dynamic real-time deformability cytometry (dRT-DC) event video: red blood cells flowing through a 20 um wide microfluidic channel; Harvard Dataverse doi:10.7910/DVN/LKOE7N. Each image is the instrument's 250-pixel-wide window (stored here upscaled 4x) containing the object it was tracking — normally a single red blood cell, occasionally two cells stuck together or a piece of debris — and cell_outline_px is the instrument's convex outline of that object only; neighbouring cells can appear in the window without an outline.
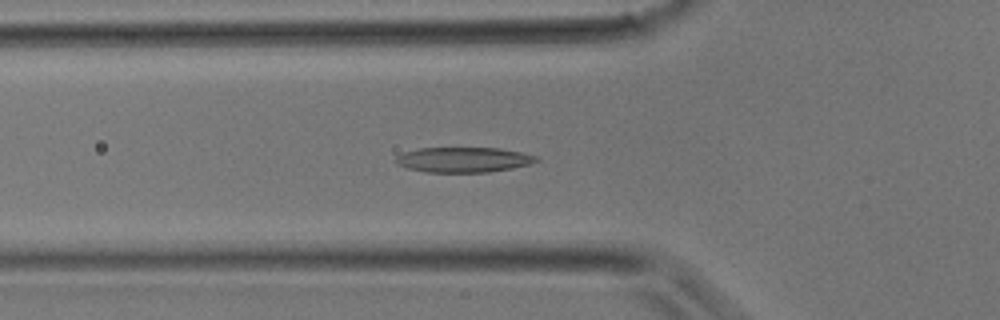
{"species": "common noctule bat (a hibernating species)", "species_latin": "Nyctalus noctula", "temperature_condition": "room temperature", "stored_images_in_passage": 27, "camera_frame_rate_fps": 3000, "um_per_image_px": 0.085, "animal": {"sex": "male", "body_mass_g": 17.9}, "frame": {"image": 1, "passage_image": 6, "time_ms": 1.667, "image_size_px": [1000, 320], "cell_outline_px": [[540, 160], [528, 164], [512, 168], [488, 172], [424, 172], [408, 168], [396, 164], [392, 160], [396, 156], [404, 152], [420, 148], [500, 148], [520, 152], [536, 156]], "centroid_in_image_um": [39.34, 13.57], "position_along_channel_um": 86.5, "area_um2": 20.58}}
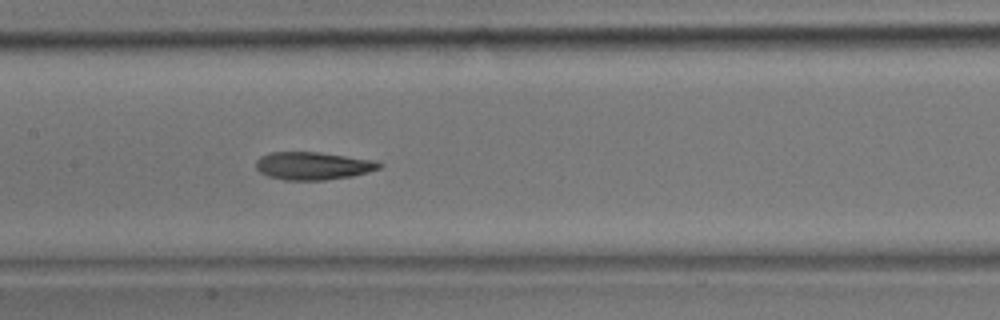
{"frame": {"image": 2, "passage_image": 11, "time_ms": 3.333, "image_size_px": [1000, 320], "cell_outline_px": [[384, 164], [380, 168], [368, 172], [352, 176], [324, 180], [284, 180], [268, 176], [260, 172], [256, 168], [256, 160], [260, 156], [268, 152], [320, 152], [376, 160]], "centroid_in_image_um": [26.61, 14.09], "position_along_channel_um": 180.8, "area_um2": 20.17}}
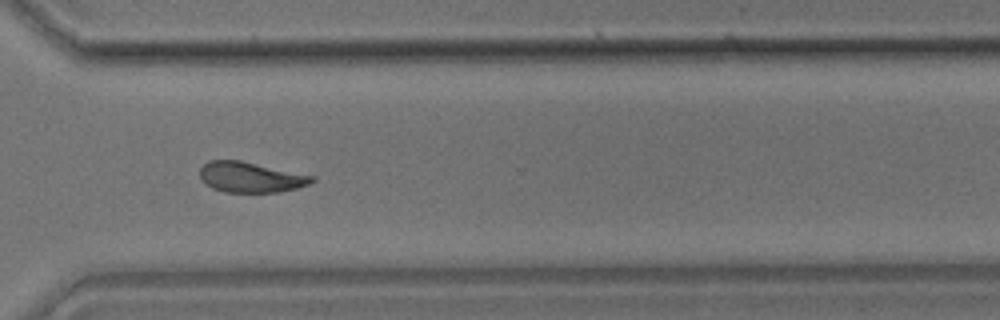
{"frame": {"image": 3, "passage_image": 20, "time_ms": 6.333, "image_size_px": [1000, 320], "cell_outline_px": [[316, 180], [308, 184], [296, 188], [276, 192], [224, 192], [212, 188], [200, 176], [200, 168], [208, 160], [240, 160], [316, 176]], "centroid_in_image_um": [21.32, 15.05], "position_along_channel_um": 349.3, "area_um2": 19.77}}